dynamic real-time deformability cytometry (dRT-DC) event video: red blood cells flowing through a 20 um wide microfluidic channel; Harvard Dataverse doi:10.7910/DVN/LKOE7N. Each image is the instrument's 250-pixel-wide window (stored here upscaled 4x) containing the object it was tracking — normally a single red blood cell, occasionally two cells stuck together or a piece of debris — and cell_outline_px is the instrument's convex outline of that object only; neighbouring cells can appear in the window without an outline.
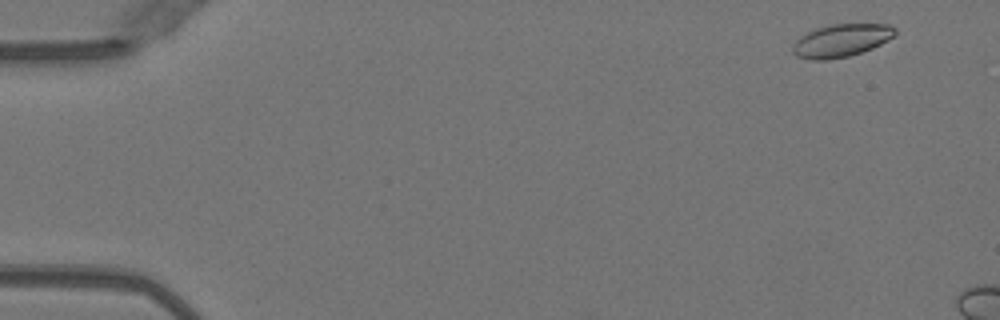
{"species": "Egyptian fruit bat (a non-hibernating species)", "species_latin": "Rousettus aegyptiacus", "temperature_condition": "warm", "stored_images_in_passage": 6, "camera_frame_rate_fps": 3000, "um_per_image_px": 0.085, "animal": {"sex": "female"}, "frame": {"image": 1, "passage_image": 3, "time_ms": 0.667, "image_size_px": [1000, 320], "cell_outline_px": [[896, 32], [888, 40], [872, 48], [848, 56], [824, 60], [812, 60], [796, 56], [792, 52], [792, 44], [800, 36], [816, 28], [832, 24], [888, 24], [896, 28]], "centroid_in_image_um": [71.47, 3.44], "position_along_channel_um": 13.5, "area_um2": 19.48}}